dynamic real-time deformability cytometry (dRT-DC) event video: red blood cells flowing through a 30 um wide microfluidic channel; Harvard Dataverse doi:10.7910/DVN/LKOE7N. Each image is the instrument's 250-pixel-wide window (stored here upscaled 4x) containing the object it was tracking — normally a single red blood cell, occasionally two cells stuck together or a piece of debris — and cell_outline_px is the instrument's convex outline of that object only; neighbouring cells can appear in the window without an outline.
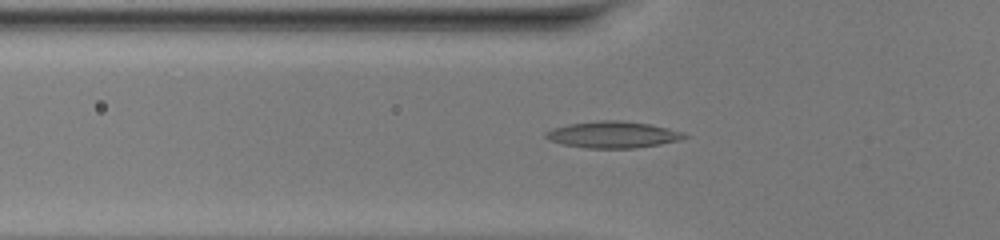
{"species": "common noctule bat (a hibernating species)", "species_latin": "Nyctalus noctula", "temperature_condition": "warm", "stored_images_in_passage": 37, "camera_frame_rate_fps": 3000, "um_per_image_px": 0.085, "animal": {"sex": "female", "body_mass_g": 20.0, "forearm_length_mm": 54.0}, "frame": {"image": 1, "passage_image": 6, "time_ms": 1.667, "image_size_px": [1000, 240], "cell_outline_px": [[688, 136], [680, 140], [660, 144], [636, 148], [584, 148], [564, 144], [548, 140], [544, 136], [544, 132], [552, 128], [568, 124], [600, 120], [620, 120], [652, 124], [684, 132]], "centroid_in_image_um": [52.09, 11.44], "position_along_channel_um": 73.7, "area_um2": 21.62}}
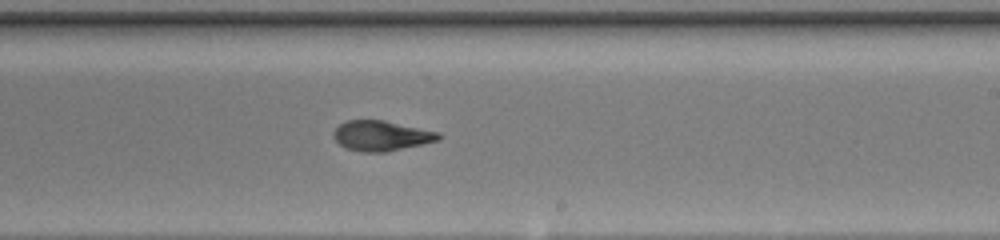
{"frame": {"image": 2, "passage_image": 19, "time_ms": 6.0, "image_size_px": [1000, 240], "cell_outline_px": [[444, 136], [440, 140], [384, 152], [360, 152], [344, 148], [332, 136], [332, 132], [340, 124], [348, 120], [384, 120], [440, 132]], "centroid_in_image_um": [32.42, 11.54], "position_along_channel_um": 256.6, "area_um2": 18.55}}
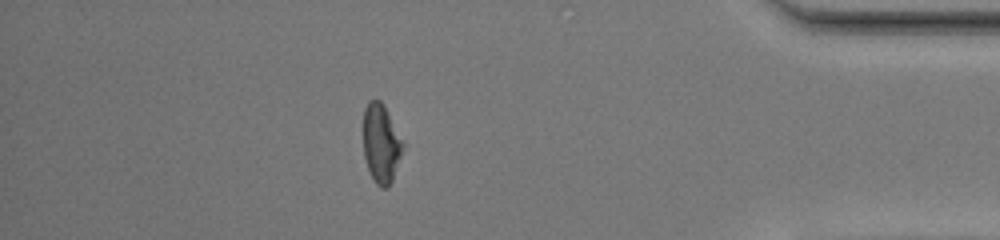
{"frame": {"image": 3, "passage_image": 32, "time_ms": 10.333, "image_size_px": [1000, 240], "cell_outline_px": [[404, 148], [392, 180], [388, 188], [380, 188], [376, 184], [368, 168], [364, 156], [364, 108], [368, 100], [380, 100], [384, 104], [404, 144]], "centroid_in_image_um": [32.4, 12.19], "position_along_channel_um": 402.8, "area_um2": 18.09}, "authors_computed_cell_mechanics": {"area_um2": 18.785, "velocity_mm_per_s": 4.2197, "shape_relaxation_time_tau1_ms": 9.7326, "shape_relaxation_time_tau2_ms": 1.2667, "deformation_change_tau1": 0.3162, "deformation_change_tau2": 0.0828}}